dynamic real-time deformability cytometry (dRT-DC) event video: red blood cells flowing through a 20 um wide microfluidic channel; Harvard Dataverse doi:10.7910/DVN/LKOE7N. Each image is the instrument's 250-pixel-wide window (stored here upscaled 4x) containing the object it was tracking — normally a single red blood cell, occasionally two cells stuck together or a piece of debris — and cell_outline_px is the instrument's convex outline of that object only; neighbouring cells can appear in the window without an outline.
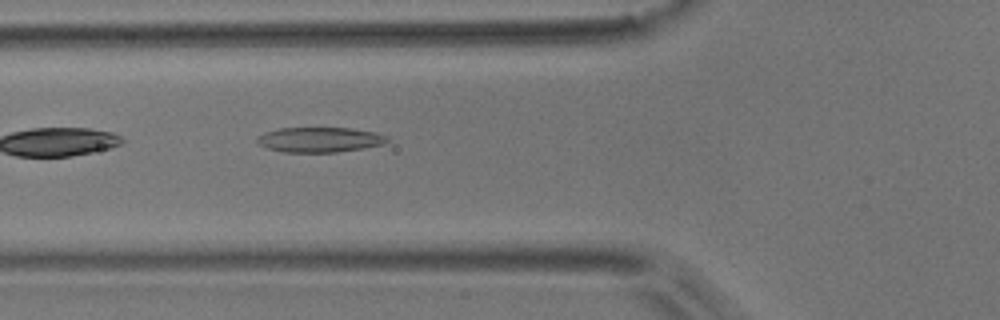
{"species": "common noctule bat (a hibernating species)", "species_latin": "Nyctalus noctula", "temperature_condition": "room temperature", "stored_images_in_passage": 5, "camera_frame_rate_fps": 3000, "um_per_image_px": 0.085, "animal": {"sex": "male", "body_mass_g": 17.9}, "frame": {"image": 1, "passage_image": 5, "time_ms": 1.333, "image_size_px": [1000, 320], "cell_outline_px": [[388, 140], [384, 144], [364, 148], [336, 152], [284, 152], [268, 148], [260, 144], [256, 140], [256, 136], [264, 132], [280, 128], [352, 128], [376, 132], [388, 136]], "centroid_in_image_um": [27.18, 11.87], "position_along_channel_um": 98.6, "area_um2": 19.02}}